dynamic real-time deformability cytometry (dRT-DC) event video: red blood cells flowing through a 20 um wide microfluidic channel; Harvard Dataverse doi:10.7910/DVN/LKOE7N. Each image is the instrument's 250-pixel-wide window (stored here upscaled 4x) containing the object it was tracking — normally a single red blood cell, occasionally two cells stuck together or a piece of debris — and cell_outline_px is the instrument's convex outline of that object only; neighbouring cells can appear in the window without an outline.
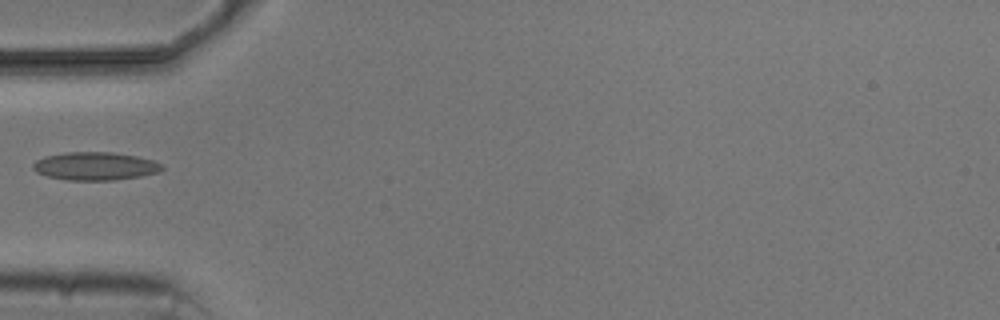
{"species": "common noctule bat (a hibernating species)", "species_latin": "Nyctalus noctula", "temperature_condition": "cold", "stored_images_in_passage": 2, "camera_frame_rate_fps": 3000, "um_per_image_px": 0.085, "animal": {"sex": "male", "body_mass_g": 20.5, "forearm_length_mm": 52.5}, "frame": {"image": 1, "passage_image": 1, "time_ms": 0.0, "image_size_px": [1000, 320], "cell_outline_px": [[164, 168], [160, 172], [140, 176], [112, 180], [68, 180], [48, 176], [36, 172], [32, 168], [32, 164], [36, 160], [44, 156], [64, 152], [112, 152], [136, 156], [152, 160], [164, 164]], "centroid_in_image_um": [8.09, 14.11], "position_along_channel_um": 76.9, "area_um2": 21.21}}
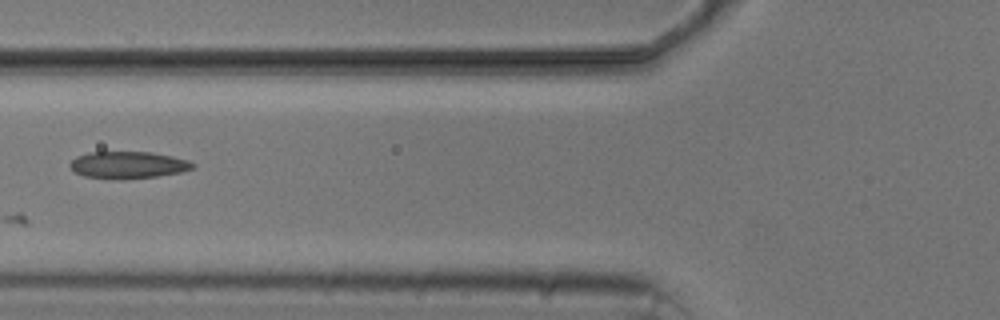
{"frame": {"image": 2, "passage_image": 2, "time_ms": 1.0, "image_size_px": [1000, 320], "cell_outline_px": [[196, 164], [192, 168], [180, 172], [156, 176], [124, 180], [120, 180], [84, 176], [76, 172], [68, 164], [76, 156], [88, 152], [152, 152], [172, 156], [188, 160]], "centroid_in_image_um": [10.87, 14.02], "position_along_channel_um": 114.9, "area_um2": 19.36}}